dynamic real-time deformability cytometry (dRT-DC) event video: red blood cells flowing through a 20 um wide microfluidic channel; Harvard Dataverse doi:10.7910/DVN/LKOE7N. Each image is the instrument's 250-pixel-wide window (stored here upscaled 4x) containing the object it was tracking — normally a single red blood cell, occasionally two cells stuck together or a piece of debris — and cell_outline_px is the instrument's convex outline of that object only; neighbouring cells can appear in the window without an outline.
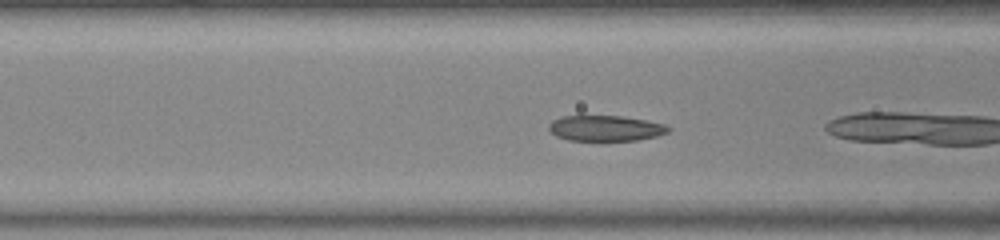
{"species": "common noctule bat (a hibernating species)", "species_latin": "Nyctalus noctula", "temperature_condition": "warm", "stored_images_in_passage": 17, "camera_frame_rate_fps": 3000, "um_per_image_px": 0.085, "animal": {"sex": "female", "body_mass_g": 23.0, "forearm_length_mm": 53.4}, "frame": {"image": 1, "passage_image": 13, "time_ms": 4.0, "image_size_px": [1000, 240], "cell_outline_px": [[672, 128], [668, 132], [656, 136], [636, 140], [568, 140], [556, 136], [548, 128], [548, 124], [552, 120], [560, 116], [620, 116], [644, 120], [664, 124]], "centroid_in_image_um": [51.44, 10.89], "position_along_channel_um": 115.2, "area_um2": 17.69}}
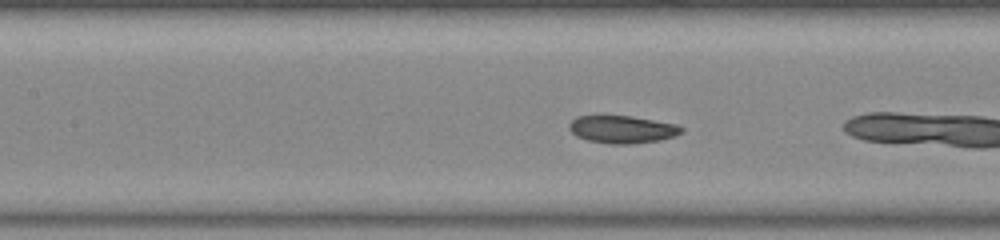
{"frame": {"image": 2, "passage_image": 16, "time_ms": 5.0, "image_size_px": [1000, 240], "cell_outline_px": [[684, 132], [676, 136], [660, 140], [632, 144], [608, 144], [588, 140], [576, 136], [568, 128], [568, 124], [576, 116], [632, 116], [676, 124], [684, 128]], "centroid_in_image_um": [52.91, 11.0], "position_along_channel_um": 154.5, "area_um2": 18.21}}